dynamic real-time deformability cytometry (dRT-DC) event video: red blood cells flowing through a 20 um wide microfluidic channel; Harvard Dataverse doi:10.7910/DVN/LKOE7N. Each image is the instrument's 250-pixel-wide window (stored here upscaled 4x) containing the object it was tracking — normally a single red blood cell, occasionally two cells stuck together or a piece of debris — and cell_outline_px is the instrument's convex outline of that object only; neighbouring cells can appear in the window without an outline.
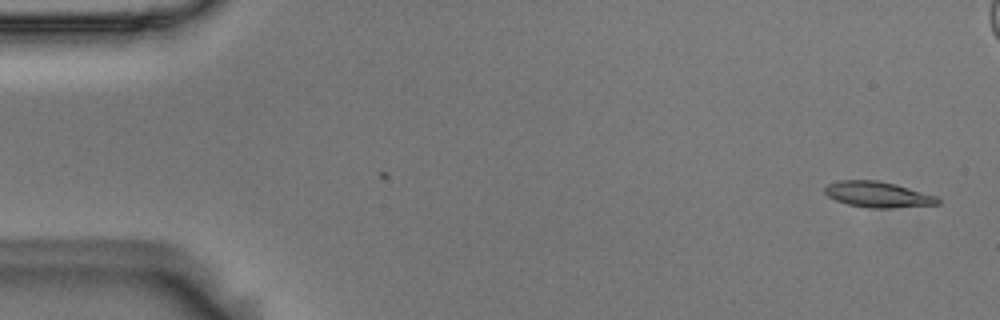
{"species": "Egyptian fruit bat (a non-hibernating species)", "species_latin": "Rousettus aegyptiacus", "temperature_condition": "room temperature", "stored_images_in_passage": 7, "segment_of_instrument_passage": [1, 2], "camera_frame_rate_fps": 3000, "um_per_image_px": 0.085, "animal": {"sex": "male"}, "frame": {"image": 1, "passage_image": 1, "time_ms": 0.0, "image_size_px": [1000, 320], "cell_outline_px": [[940, 204], [892, 208], [872, 208], [848, 204], [836, 200], [828, 196], [824, 192], [824, 188], [828, 184], [840, 180], [876, 180], [896, 184], [936, 196], [940, 200]], "centroid_in_image_um": [74.62, 16.53], "position_along_channel_um": 10.4, "area_um2": 16.88}}
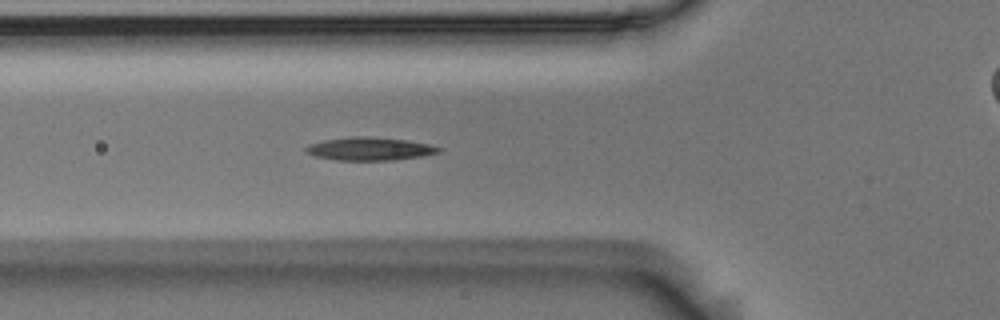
{"frame": {"image": 2, "passage_image": 6, "time_ms": 1.667, "image_size_px": [1000, 320], "cell_outline_px": [[444, 148], [440, 152], [420, 156], [396, 160], [336, 160], [316, 156], [304, 152], [304, 148], [308, 144], [324, 140], [348, 136], [368, 136], [408, 140], [428, 144]], "centroid_in_image_um": [31.4, 12.64], "position_along_channel_um": 94.4, "area_um2": 18.03}}